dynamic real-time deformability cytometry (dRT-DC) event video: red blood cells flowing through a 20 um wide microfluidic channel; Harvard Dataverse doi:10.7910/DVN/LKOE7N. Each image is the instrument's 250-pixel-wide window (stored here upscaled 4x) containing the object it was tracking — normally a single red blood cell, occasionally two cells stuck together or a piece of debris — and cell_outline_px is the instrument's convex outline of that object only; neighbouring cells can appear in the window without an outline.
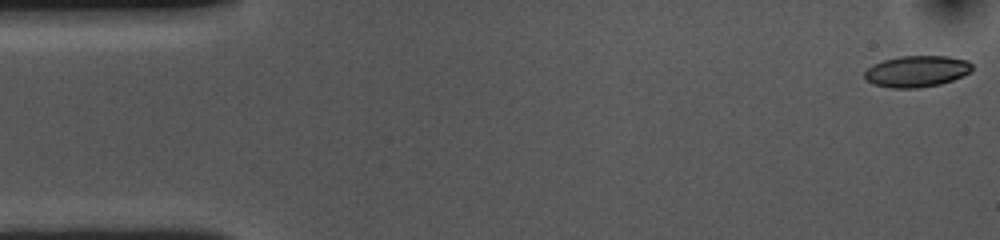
{"species": "common noctule bat (a hibernating species)", "species_latin": "Nyctalus noctula", "temperature_condition": "cold", "stored_images_in_passage": 54, "camera_frame_rate_fps": 3000, "um_per_image_px": 0.085, "animal": {"sex": "female", "body_mass_g": 10.0, "forearm_length_mm": 53.1}, "frame": {"image": 1, "passage_image": 1, "time_ms": 0.0, "image_size_px": [1000, 240], "cell_outline_px": [[972, 68], [968, 72], [952, 80], [940, 84], [920, 88], [892, 88], [872, 84], [864, 76], [864, 72], [872, 64], [884, 60], [900, 56], [948, 56], [968, 60], [972, 64]], "centroid_in_image_um": [77.9, 6.06], "position_along_channel_um": 7.1, "area_um2": 19.59}}
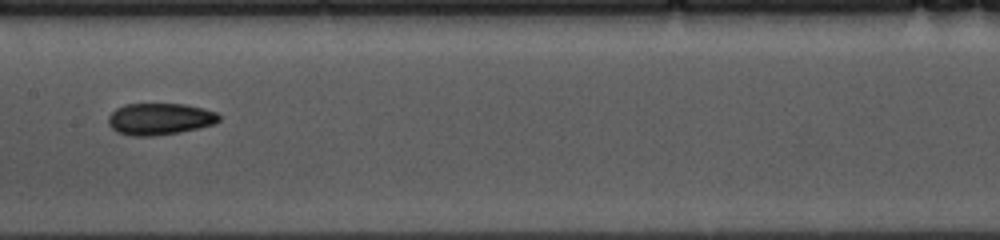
{"frame": {"image": 2, "passage_image": 26, "time_ms": 8.333, "image_size_px": [1000, 240], "cell_outline_px": [[220, 120], [216, 124], [180, 132], [152, 136], [132, 136], [116, 132], [108, 124], [108, 116], [116, 108], [124, 104], [184, 104], [216, 112], [220, 116]], "centroid_in_image_um": [13.56, 10.12], "position_along_channel_um": 193.8, "area_um2": 20.52}}
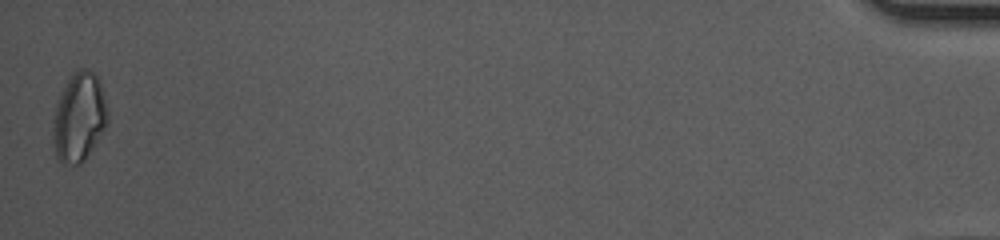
{"frame": {"image": 3, "passage_image": 54, "time_ms": 17.667, "image_size_px": [1000, 240], "cell_outline_px": [[108, 120], [104, 128], [84, 160], [80, 164], [64, 164], [56, 156], [52, 136], [52, 128], [56, 104], [72, 72], [80, 68], [88, 68], [96, 76], [100, 84], [108, 108]], "centroid_in_image_um": [6.71, 9.95], "position_along_channel_um": 428.5, "area_um2": 27.98}, "authors_computed_cell_mechanics": {"area_um2": 20.1722, "velocity_mm_per_s": 3.5944, "shape_relaxation_time_tau1_ms": 7.6812, "shape_relaxation_time_tau2_ms": 5.5131, "deformation_change_tau1": 0.1398, "deformation_change_tau2": 0.1111}}